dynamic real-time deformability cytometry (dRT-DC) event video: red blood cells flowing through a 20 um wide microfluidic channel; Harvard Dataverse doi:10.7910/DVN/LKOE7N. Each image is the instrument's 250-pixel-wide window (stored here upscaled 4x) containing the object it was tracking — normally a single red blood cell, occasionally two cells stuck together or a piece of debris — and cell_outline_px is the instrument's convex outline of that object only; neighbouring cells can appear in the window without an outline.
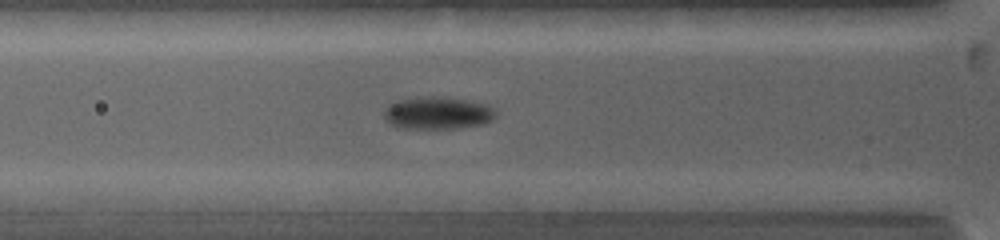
{"species": "common noctule bat (a hibernating species)", "species_latin": "Nyctalus noctula", "temperature_condition": "warm", "stored_images_in_passage": 21, "camera_frame_rate_fps": 5000, "um_per_image_px": 0.085, "animal": {"sex": "female", "body_mass_g": 19.0, "forearm_length_mm": 53.3}, "frame": {"image": 1, "passage_image": 5, "time_ms": 2.6, "image_size_px": [1000, 240], "cell_outline_px": [[496, 116], [492, 120], [484, 124], [456, 128], [400, 128], [384, 120], [384, 108], [388, 104], [396, 100], [428, 96], [444, 96], [472, 100], [488, 104], [496, 108]], "centroid_in_image_um": [37.23, 9.58], "position_along_channel_um": 88.6, "area_um2": 21.62}}
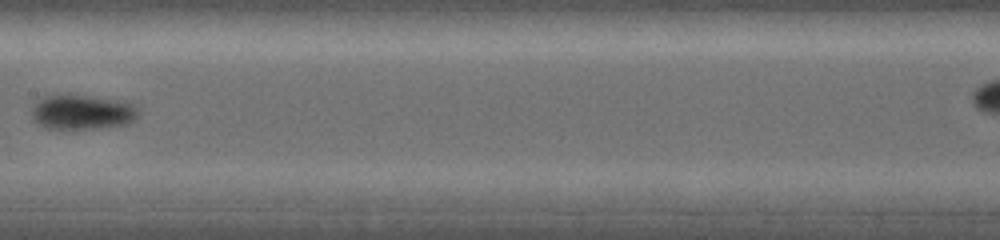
{"frame": {"image": 2, "passage_image": 10, "time_ms": 5.4, "image_size_px": [1000, 240], "cell_outline_px": [[140, 116], [128, 124], [100, 128], [44, 128], [32, 120], [32, 108], [36, 100], [44, 96], [68, 92], [72, 92], [120, 100], [136, 104], [140, 108]], "centroid_in_image_um": [7.01, 9.48], "position_along_channel_um": 200.4, "area_um2": 22.66}}
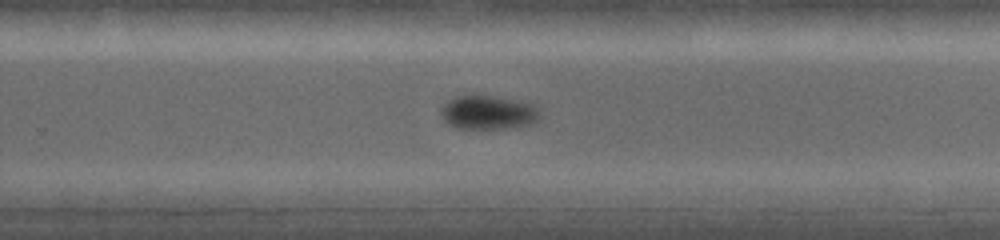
{"frame": {"image": 3, "passage_image": 13, "time_ms": 7.6, "image_size_px": [1000, 240], "cell_outline_px": [[540, 116], [536, 120], [528, 124], [504, 128], [456, 128], [444, 120], [440, 112], [440, 108], [448, 100], [456, 96], [492, 96], [520, 100], [536, 104]], "centroid_in_image_um": [41.49, 9.54], "position_along_channel_um": 288.3, "area_um2": 19.36}}